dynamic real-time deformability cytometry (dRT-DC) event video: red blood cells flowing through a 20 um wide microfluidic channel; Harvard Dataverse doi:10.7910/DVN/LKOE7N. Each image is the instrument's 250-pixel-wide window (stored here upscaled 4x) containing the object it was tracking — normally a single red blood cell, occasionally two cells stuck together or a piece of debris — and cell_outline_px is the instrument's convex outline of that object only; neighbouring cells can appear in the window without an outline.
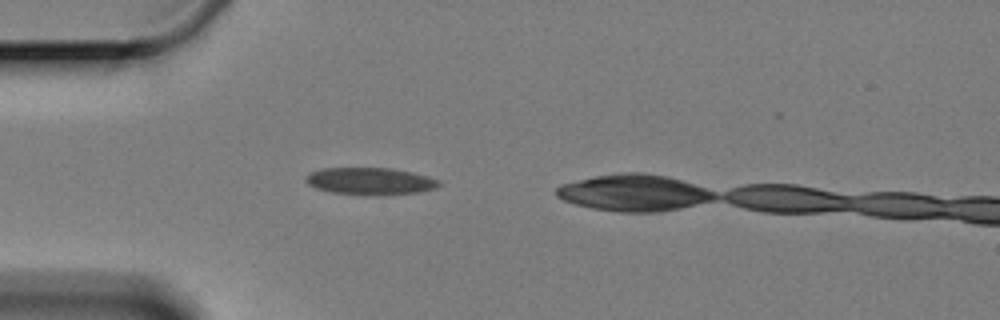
{"species": "Egyptian fruit bat (a non-hibernating species)", "species_latin": "Rousettus aegyptiacus", "temperature_condition": "cold", "stored_images_in_passage": 2, "camera_frame_rate_fps": 3000, "um_per_image_px": 0.085, "animal": {"sex": "female"}, "frame": {"image": 1, "passage_image": 1, "time_ms": 0.0, "image_size_px": [1000, 320], "cell_outline_px": [[440, 184], [436, 188], [416, 192], [332, 192], [316, 188], [308, 184], [304, 180], [304, 176], [308, 172], [324, 168], [392, 168], [412, 172], [428, 176], [436, 180]], "centroid_in_image_um": [31.38, 15.33], "position_along_channel_um": 53.6, "area_um2": 19.88}}